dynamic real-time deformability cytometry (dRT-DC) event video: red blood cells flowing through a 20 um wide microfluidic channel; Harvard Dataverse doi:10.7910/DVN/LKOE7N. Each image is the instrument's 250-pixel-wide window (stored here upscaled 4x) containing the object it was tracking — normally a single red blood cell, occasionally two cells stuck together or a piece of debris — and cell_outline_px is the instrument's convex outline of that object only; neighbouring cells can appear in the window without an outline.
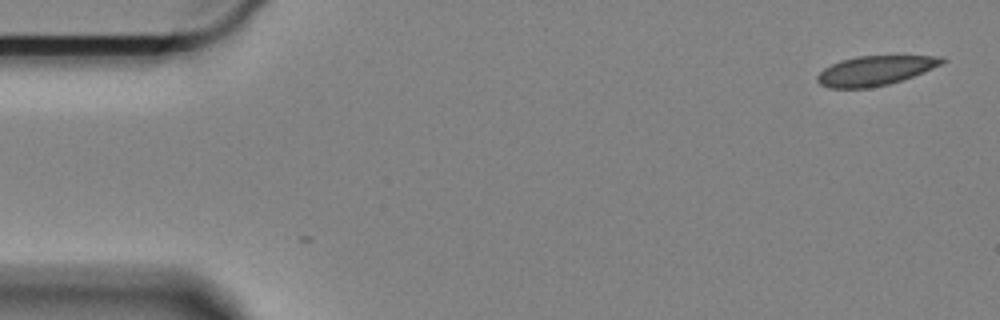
{"species": "Egyptian fruit bat (a non-hibernating species)", "species_latin": "Rousettus aegyptiacus", "temperature_condition": "cold", "stored_images_in_passage": 2, "camera_frame_rate_fps": 3000, "um_per_image_px": 0.085, "animal": {"sex": "female"}, "frame": {"image": 1, "passage_image": 2, "time_ms": 0.333, "image_size_px": [1000, 320], "cell_outline_px": [[948, 60], [924, 72], [888, 84], [868, 88], [828, 88], [820, 84], [816, 80], [816, 76], [824, 68], [840, 60], [856, 56], [944, 56]], "centroid_in_image_um": [74.36, 6.0], "position_along_channel_um": 10.6, "area_um2": 21.39}}